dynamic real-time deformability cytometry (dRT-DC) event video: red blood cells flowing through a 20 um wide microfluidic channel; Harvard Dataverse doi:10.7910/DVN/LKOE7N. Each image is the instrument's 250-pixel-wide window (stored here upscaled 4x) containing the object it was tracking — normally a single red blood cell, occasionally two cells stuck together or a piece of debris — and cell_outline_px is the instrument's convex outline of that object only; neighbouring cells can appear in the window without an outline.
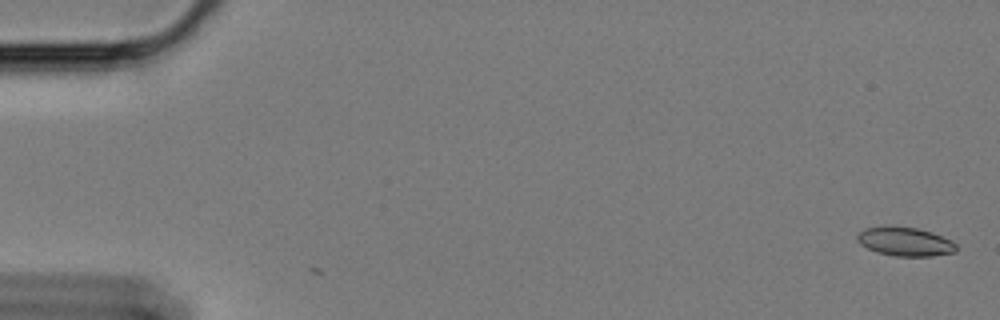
{"species": "Egyptian fruit bat (a non-hibernating species)", "species_latin": "Rousettus aegyptiacus", "temperature_condition": "cold", "stored_images_in_passage": 2, "camera_frame_rate_fps": 3000, "um_per_image_px": 0.085, "animal": {"sex": "female"}, "frame": {"image": 1, "passage_image": 2, "time_ms": 0.333, "image_size_px": [1000, 320], "cell_outline_px": [[956, 252], [932, 256], [896, 256], [876, 252], [860, 244], [856, 240], [856, 236], [864, 228], [916, 228], [932, 232], [952, 240], [956, 244]], "centroid_in_image_um": [76.96, 20.57], "position_along_channel_um": 8.0, "area_um2": 16.24}}